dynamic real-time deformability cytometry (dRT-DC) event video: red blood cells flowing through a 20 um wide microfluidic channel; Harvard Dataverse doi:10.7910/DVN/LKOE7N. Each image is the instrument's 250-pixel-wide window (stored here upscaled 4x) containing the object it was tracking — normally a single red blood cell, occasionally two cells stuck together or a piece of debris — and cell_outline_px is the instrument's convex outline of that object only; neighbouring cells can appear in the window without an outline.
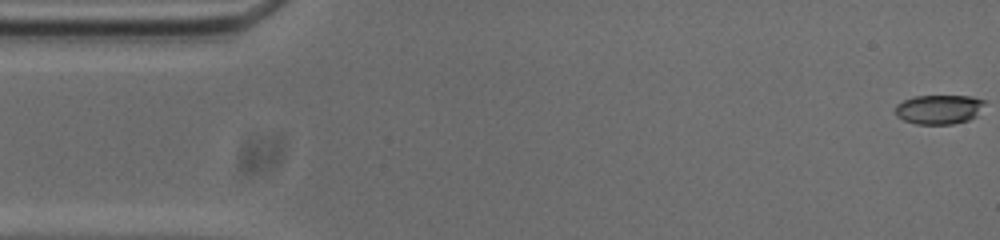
{"species": "common noctule bat (a hibernating species)", "species_latin": "Nyctalus noctula", "temperature_condition": "cold", "stored_images_in_passage": 50, "camera_frame_rate_fps": 3000, "um_per_image_px": 0.085, "animal": {"sex": "male", "body_mass_g": 20.0, "forearm_length_mm": 53.3}, "frame": {"image": 1, "passage_image": 1, "time_ms": 0.0, "image_size_px": [1000, 240], "cell_outline_px": [[980, 100], [972, 112], [964, 120], [944, 124], [924, 124], [908, 120], [896, 108], [900, 104], [908, 100], [924, 96], [964, 96]], "centroid_in_image_um": [79.72, 9.28], "position_along_channel_um": 5.3, "area_um2": 13.01}}
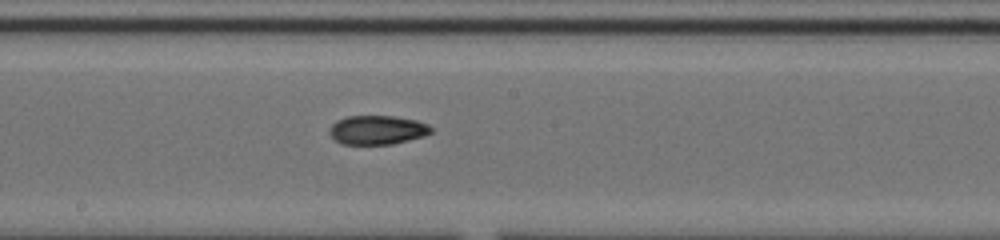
{"frame": {"image": 2, "passage_image": 28, "time_ms": 9.0, "image_size_px": [1000, 240], "cell_outline_px": [[428, 132], [416, 136], [384, 144], [348, 144], [340, 140], [332, 132], [332, 128], [340, 120], [352, 116], [384, 116], [408, 120], [424, 124], [428, 128]], "centroid_in_image_um": [31.99, 11.03], "position_along_channel_um": 216.2, "area_um2": 15.09}}
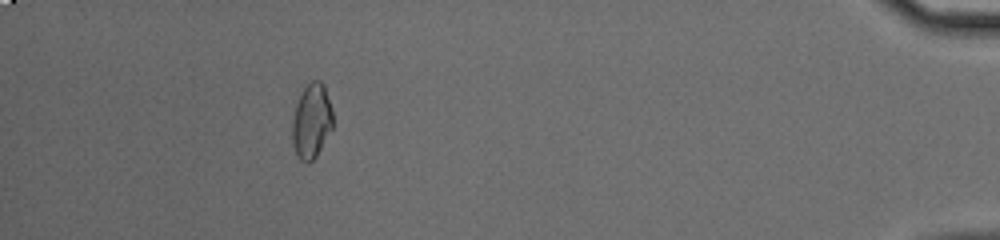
{"frame": {"image": 3, "passage_image": 49, "time_ms": 16.0, "image_size_px": [1000, 240], "cell_outline_px": [[332, 124], [312, 160], [308, 160], [296, 148], [296, 112], [300, 100], [304, 92], [320, 84], [324, 88], [332, 112]], "centroid_in_image_um": [26.57, 10.3], "position_along_channel_um": 408.6, "area_um2": 14.22}, "authors_computed_cell_mechanics": {"area_um2": 14.6523, "velocity_mm_per_s": 3.7318, "shape_relaxation_time_tau1_ms": 8.6836, "shape_relaxation_time_tau2_ms": 6.5432, "deformation_change_tau1": 0.1648, "deformation_change_tau2": 0.128}}